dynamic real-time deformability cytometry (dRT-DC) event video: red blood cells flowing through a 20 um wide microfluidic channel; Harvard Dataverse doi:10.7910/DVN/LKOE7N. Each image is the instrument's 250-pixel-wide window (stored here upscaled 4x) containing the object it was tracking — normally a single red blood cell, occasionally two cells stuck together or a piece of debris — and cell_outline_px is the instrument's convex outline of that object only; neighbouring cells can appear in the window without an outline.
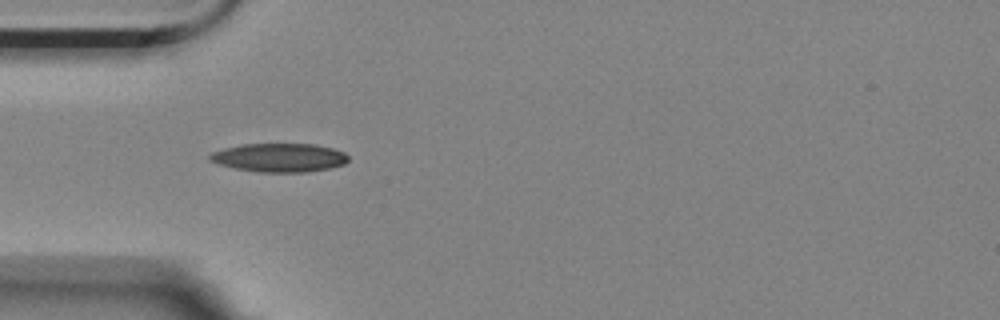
{"species": "Egyptian fruit bat (a non-hibernating species)", "species_latin": "Rousettus aegyptiacus", "temperature_condition": "room temperature", "stored_images_in_passage": 28, "camera_frame_rate_fps": 3000, "um_per_image_px": 0.085, "animal": {"sex": "female"}, "frame": {"image": 1, "passage_image": 1, "time_ms": 0.0, "image_size_px": [1000, 320], "cell_outline_px": [[348, 160], [344, 164], [328, 168], [308, 172], [256, 172], [232, 168], [208, 160], [208, 156], [212, 152], [224, 148], [244, 144], [316, 144], [332, 148], [344, 152], [348, 156]], "centroid_in_image_um": [23.72, 13.4], "position_along_channel_um": 61.3, "area_um2": 23.18}}
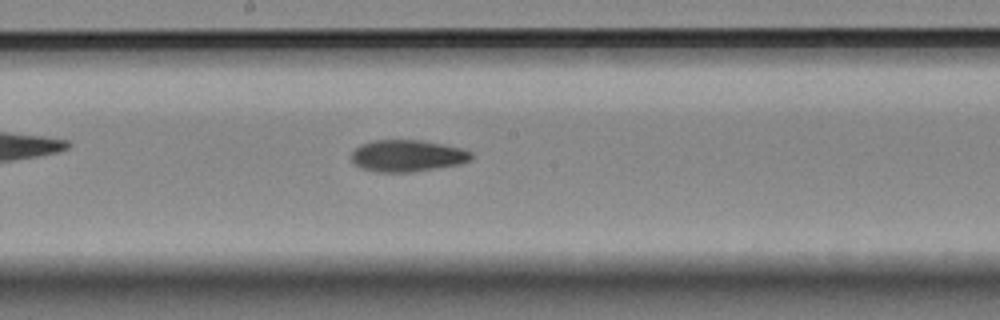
{"frame": {"image": 2, "passage_image": 14, "time_ms": 4.333, "image_size_px": [1000, 320], "cell_outline_px": [[472, 160], [460, 164], [412, 172], [376, 172], [360, 168], [352, 160], [352, 152], [360, 144], [372, 140], [420, 140], [460, 148], [472, 152]], "centroid_in_image_um": [34.61, 13.24], "position_along_channel_um": 213.6, "area_um2": 22.14}}
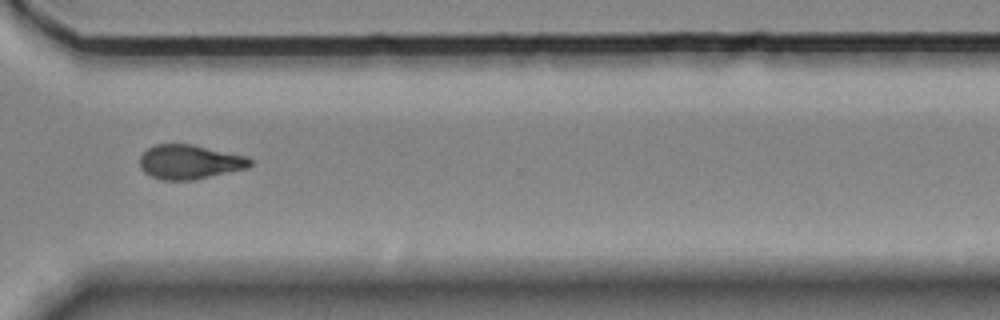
{"frame": {"image": 3, "passage_image": 26, "time_ms": 8.333, "image_size_px": [1000, 320], "cell_outline_px": [[252, 164], [248, 168], [192, 180], [160, 180], [144, 172], [140, 168], [140, 156], [148, 148], [156, 144], [192, 144], [248, 156], [252, 160]], "centroid_in_image_um": [16.13, 13.76], "position_along_channel_um": 354.5, "area_um2": 22.14}, "authors_computed_cell_mechanics": {"area_um2": 22.1952, "velocity_mm_per_s": 3.5281, "shape_relaxation_time_tau1_ms": null, "shape_relaxation_time_tau2_ms": 6.5193, "deformation_change_tau1": null, "deformation_change_tau2": 0.1413}}